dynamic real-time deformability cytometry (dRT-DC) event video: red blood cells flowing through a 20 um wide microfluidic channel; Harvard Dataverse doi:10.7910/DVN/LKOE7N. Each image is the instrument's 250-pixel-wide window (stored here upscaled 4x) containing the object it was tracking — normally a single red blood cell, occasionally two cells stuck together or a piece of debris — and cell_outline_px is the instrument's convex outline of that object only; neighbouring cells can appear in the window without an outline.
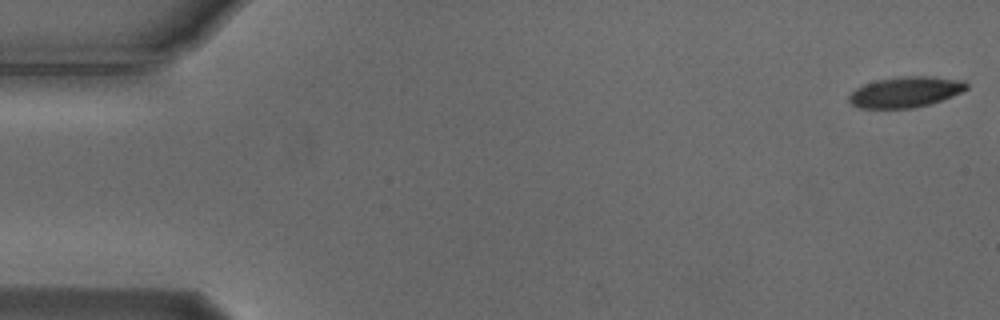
{"species": "Egyptian fruit bat (a non-hibernating species)", "species_latin": "Rousettus aegyptiacus", "temperature_condition": "cold", "stored_images_in_passage": 48, "camera_frame_rate_fps": 3000, "um_per_image_px": 0.085, "animal": {"sex": "male"}, "frame": {"image": 1, "passage_image": 1, "time_ms": 0.0, "image_size_px": [1000, 320], "cell_outline_px": [[968, 88], [952, 96], [928, 104], [912, 108], [860, 108], [852, 104], [848, 100], [848, 96], [856, 88], [864, 84], [876, 80], [900, 76], [932, 76], [964, 80], [968, 84]], "centroid_in_image_um": [76.96, 7.81], "position_along_channel_um": 8.0, "area_um2": 20.98}}
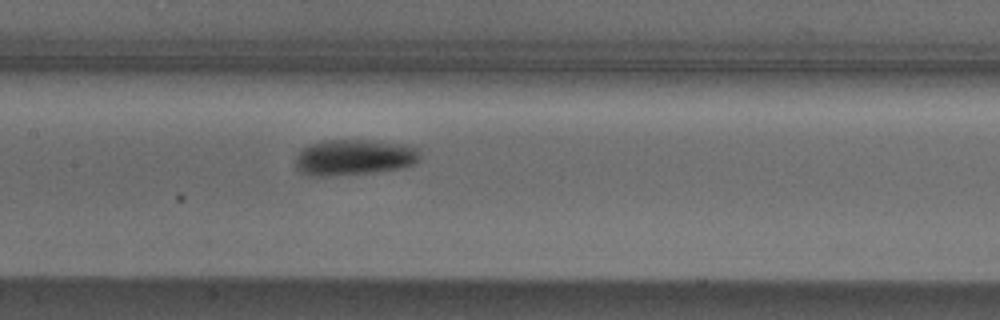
{"frame": {"image": 2, "passage_image": 26, "time_ms": 8.333, "image_size_px": [1000, 320], "cell_outline_px": [[420, 160], [404, 168], [380, 172], [328, 176], [312, 176], [300, 172], [296, 168], [296, 156], [308, 144], [324, 140], [372, 140], [400, 144], [420, 148]], "centroid_in_image_um": [30.12, 13.38], "position_along_channel_um": 177.3, "area_um2": 26.36}}
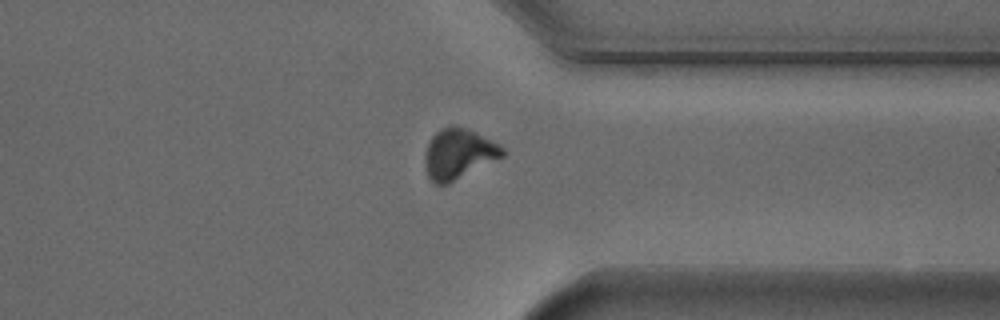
{"frame": {"image": 3, "passage_image": 42, "time_ms": 13.667, "image_size_px": [1000, 320], "cell_outline_px": [[504, 156], [448, 184], [436, 184], [428, 176], [424, 164], [424, 156], [428, 144], [432, 136], [440, 128], [452, 124], [456, 124], [476, 132], [500, 144], [504, 148]], "centroid_in_image_um": [38.97, 13.05], "position_along_channel_um": 372.4, "area_um2": 22.89}}